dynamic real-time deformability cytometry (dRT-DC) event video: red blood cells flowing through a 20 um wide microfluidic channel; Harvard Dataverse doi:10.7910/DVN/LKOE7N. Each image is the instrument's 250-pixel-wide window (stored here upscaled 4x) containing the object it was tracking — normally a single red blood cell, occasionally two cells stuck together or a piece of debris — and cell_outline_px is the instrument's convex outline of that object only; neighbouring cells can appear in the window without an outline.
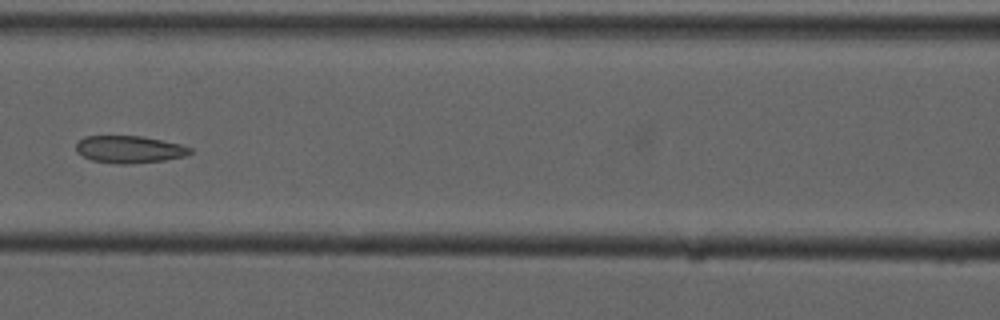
{"species": "common noctule bat (a hibernating species)", "species_latin": "Nyctalus noctula", "temperature_condition": "cold", "stored_images_in_passage": 8, "camera_frame_rate_fps": 3000, "um_per_image_px": 0.085, "animal": {"sex": "male", "forearm_length_mm": 52.5}, "frame": {"image": 1, "passage_image": 5, "time_ms": 5.667, "image_size_px": [1000, 320], "cell_outline_px": [[192, 152], [184, 156], [164, 160], [128, 164], [116, 164], [92, 160], [76, 152], [76, 144], [84, 136], [140, 136], [180, 144], [192, 148]], "centroid_in_image_um": [10.98, 12.7], "position_along_channel_um": 155.6, "area_um2": 17.98}}
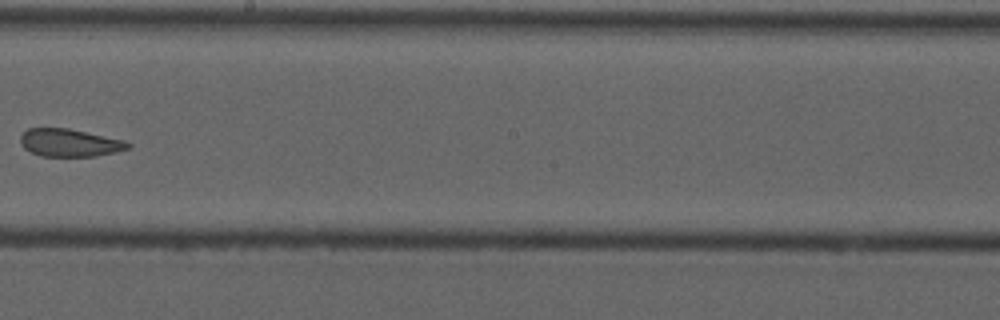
{"frame": {"image": 2, "passage_image": 7, "time_ms": 8.0, "image_size_px": [1000, 320], "cell_outline_px": [[132, 148], [116, 152], [96, 156], [40, 156], [24, 148], [20, 140], [20, 136], [28, 128], [68, 128], [124, 140], [132, 144]], "centroid_in_image_um": [5.95, 12.14], "position_along_channel_um": 242.2, "area_um2": 17.4}}
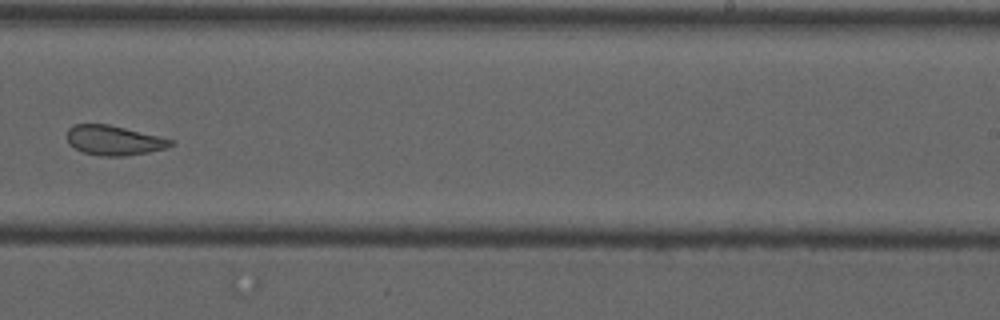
{"frame": {"image": 3, "passage_image": 8, "time_ms": 9.0, "image_size_px": [1000, 320], "cell_outline_px": [[176, 144], [168, 148], [148, 152], [124, 156], [100, 156], [84, 152], [68, 144], [68, 128], [76, 124], [108, 124], [172, 140]], "centroid_in_image_um": [9.68, 11.94], "position_along_channel_um": 279.3, "area_um2": 17.69}}